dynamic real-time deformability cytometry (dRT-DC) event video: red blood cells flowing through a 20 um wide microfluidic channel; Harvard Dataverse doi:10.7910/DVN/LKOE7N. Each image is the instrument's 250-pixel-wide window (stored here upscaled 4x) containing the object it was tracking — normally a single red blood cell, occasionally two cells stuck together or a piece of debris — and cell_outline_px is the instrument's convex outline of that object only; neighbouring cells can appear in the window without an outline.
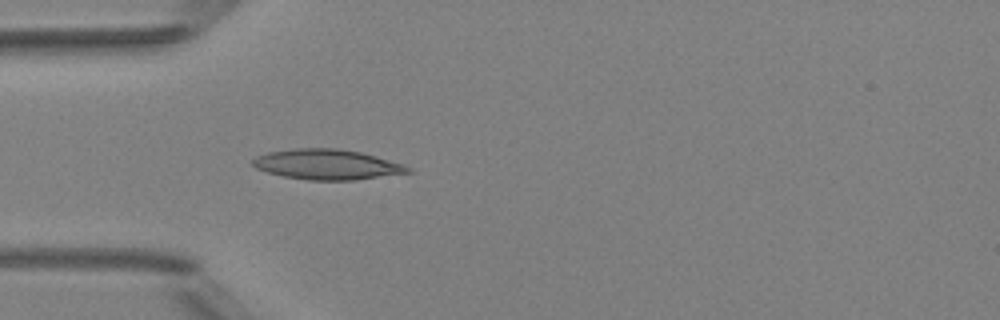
{"species": "Egyptian fruit bat (a non-hibernating species)", "species_latin": "Rousettus aegyptiacus", "temperature_condition": "room temperature", "stored_images_in_passage": 5, "camera_frame_rate_fps": 3000, "um_per_image_px": 0.085, "animal": {"sex": "female"}, "frame": {"image": 1, "passage_image": 5, "time_ms": 4.667, "image_size_px": [1000, 320], "cell_outline_px": [[416, 172], [356, 180], [308, 180], [284, 176], [268, 172], [256, 168], [252, 164], [252, 160], [256, 156], [268, 152], [292, 148], [336, 148], [360, 152], [376, 156], [404, 164], [412, 168]], "centroid_in_image_um": [27.85, 13.98], "position_along_channel_um": 57.1, "area_um2": 27.57}}